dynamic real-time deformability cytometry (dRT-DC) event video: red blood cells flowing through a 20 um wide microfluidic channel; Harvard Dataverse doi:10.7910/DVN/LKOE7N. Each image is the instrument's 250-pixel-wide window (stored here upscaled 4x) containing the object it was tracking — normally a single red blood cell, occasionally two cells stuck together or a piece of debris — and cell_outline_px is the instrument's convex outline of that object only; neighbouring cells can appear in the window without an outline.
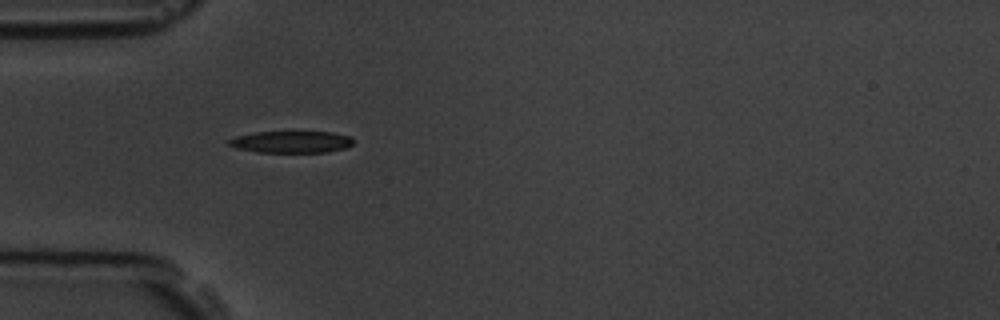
{"species": "common noctule bat (a hibernating species)", "species_latin": "Nyctalus noctula", "temperature_condition": "room temperature", "stored_images_in_passage": 2, "camera_frame_rate_fps": 3000, "um_per_image_px": 0.085, "animal": {"sex": "male", "body_mass_g": 19.5, "forearm_length_mm": 54.6}, "frame": {"image": 1, "passage_image": 1, "time_ms": 0.0, "image_size_px": [1000, 320], "cell_outline_px": [[352, 144], [344, 148], [324, 152], [256, 152], [236, 148], [228, 144], [228, 140], [236, 136], [256, 132], [332, 132], [348, 136], [352, 140]], "centroid_in_image_um": [24.71, 12.06], "position_along_channel_um": 60.3, "area_um2": 15.61}}
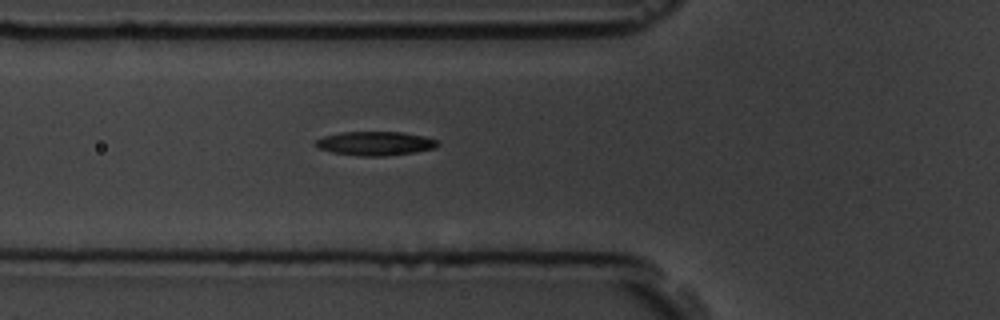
{"frame": {"image": 2, "passage_image": 2, "time_ms": 1.0, "image_size_px": [1000, 320], "cell_outline_px": [[440, 144], [436, 148], [388, 156], [360, 156], [332, 152], [320, 148], [312, 144], [316, 140], [324, 136], [340, 132], [400, 132], [424, 136], [436, 140]], "centroid_in_image_um": [31.88, 12.19], "position_along_channel_um": 93.9, "area_um2": 16.99}}